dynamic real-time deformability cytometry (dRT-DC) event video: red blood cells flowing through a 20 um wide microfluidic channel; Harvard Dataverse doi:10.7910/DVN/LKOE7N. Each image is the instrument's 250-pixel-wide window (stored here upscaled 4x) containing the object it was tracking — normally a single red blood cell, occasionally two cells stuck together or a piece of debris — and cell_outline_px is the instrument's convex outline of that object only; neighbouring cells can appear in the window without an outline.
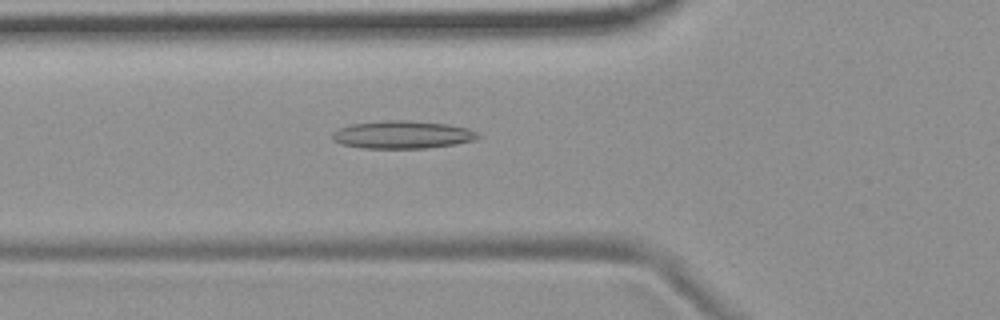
{"species": "common noctule bat (a hibernating species)", "species_latin": "Nyctalus noctula", "temperature_condition": "room temperature", "stored_images_in_passage": 54, "camera_frame_rate_fps": 3000, "um_per_image_px": 0.085, "animal": {"sex": "female", "body_mass_g": 19.9}, "frame": {"image": 1, "passage_image": 19, "time_ms": 6.0, "image_size_px": [1000, 320], "cell_outline_px": [[484, 136], [476, 140], [428, 148], [360, 148], [340, 144], [332, 140], [332, 132], [348, 124], [384, 120], [408, 120], [448, 124], [468, 128]], "centroid_in_image_um": [34.19, 11.44], "position_along_channel_um": 91.6, "area_um2": 23.87}}
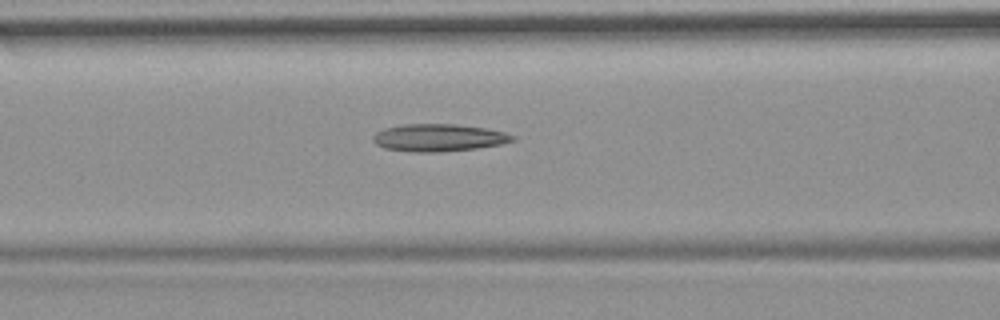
{"frame": {"image": 2, "passage_image": 22, "time_ms": 7.0, "image_size_px": [1000, 320], "cell_outline_px": [[516, 140], [500, 144], [476, 148], [440, 152], [412, 152], [384, 148], [376, 144], [372, 140], [372, 136], [376, 132], [384, 128], [400, 124], [456, 124], [484, 128], [504, 132], [516, 136]], "centroid_in_image_um": [37.25, 11.7], "position_along_channel_um": 129.3, "area_um2": 22.37}}
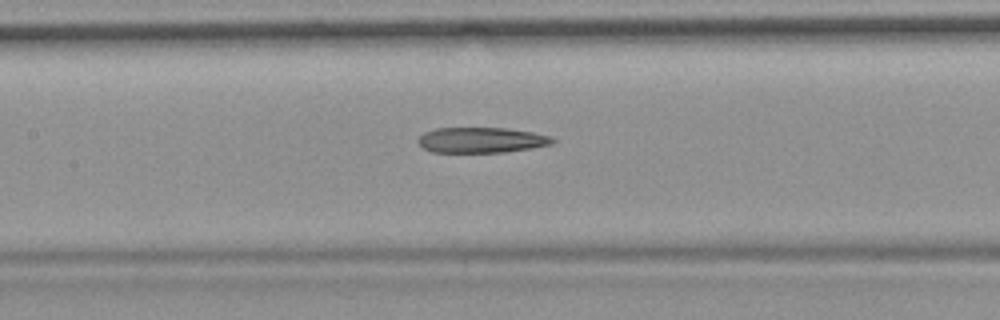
{"frame": {"image": 3, "passage_image": 25, "time_ms": 8.0, "image_size_px": [1000, 320], "cell_outline_px": [[556, 140], [552, 144], [532, 148], [504, 152], [432, 152], [424, 148], [416, 140], [424, 132], [436, 128], [508, 128], [532, 132], [548, 136]], "centroid_in_image_um": [40.9, 11.9], "position_along_channel_um": 166.5, "area_um2": 19.88}, "authors_computed_cell_mechanics": {"area_um2": 21.6172, "velocity_mm_per_s": 3.7274, "shape_relaxation_time_tau1_ms": null, "shape_relaxation_time_tau2_ms": 5.6608, "deformation_change_tau1": null, "deformation_change_tau2": 0.1818}}